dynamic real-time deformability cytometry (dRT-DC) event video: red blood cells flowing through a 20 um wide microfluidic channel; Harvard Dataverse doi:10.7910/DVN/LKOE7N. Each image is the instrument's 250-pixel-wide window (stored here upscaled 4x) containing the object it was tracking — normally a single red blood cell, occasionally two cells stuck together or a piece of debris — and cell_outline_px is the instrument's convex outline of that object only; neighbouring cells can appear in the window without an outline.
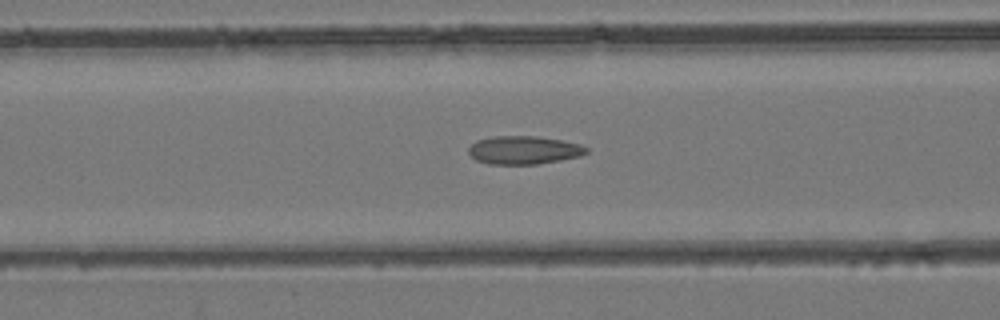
{"species": "common noctule bat (a hibernating species)", "species_latin": "Nyctalus noctula", "temperature_condition": "room temperature", "stored_images_in_passage": 48, "camera_frame_rate_fps": 3000, "um_per_image_px": 0.085, "animal": {"sex": "female", "body_mass_g": 24.6, "forearm_length_mm": 56.2}, "frame": {"image": 1, "passage_image": 20, "time_ms": 6.333, "image_size_px": [1000, 320], "cell_outline_px": [[588, 152], [580, 156], [560, 160], [536, 164], [488, 164], [476, 160], [468, 152], [468, 148], [476, 140], [496, 136], [536, 136], [560, 140], [580, 144], [588, 148]], "centroid_in_image_um": [44.52, 12.76], "position_along_channel_um": 122.1, "area_um2": 19.31}}
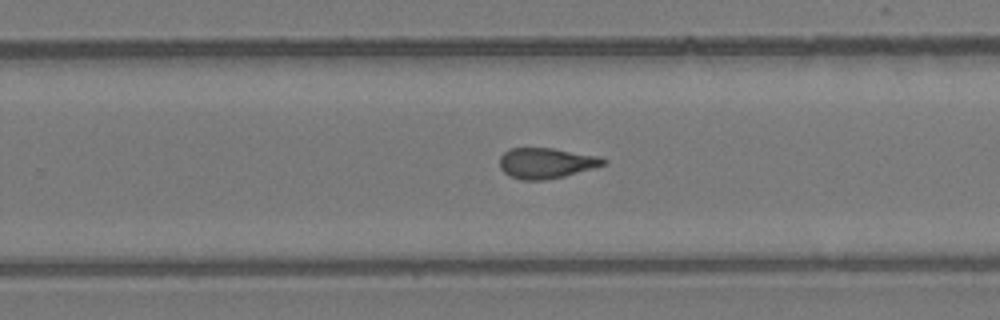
{"frame": {"image": 2, "passage_image": 31, "time_ms": 10.0, "image_size_px": [1000, 320], "cell_outline_px": [[608, 160], [604, 164], [564, 176], [544, 180], [520, 180], [504, 172], [500, 168], [500, 156], [508, 148], [552, 148], [596, 156]], "centroid_in_image_um": [46.36, 13.86], "position_along_channel_um": 283.4, "area_um2": 18.15}}
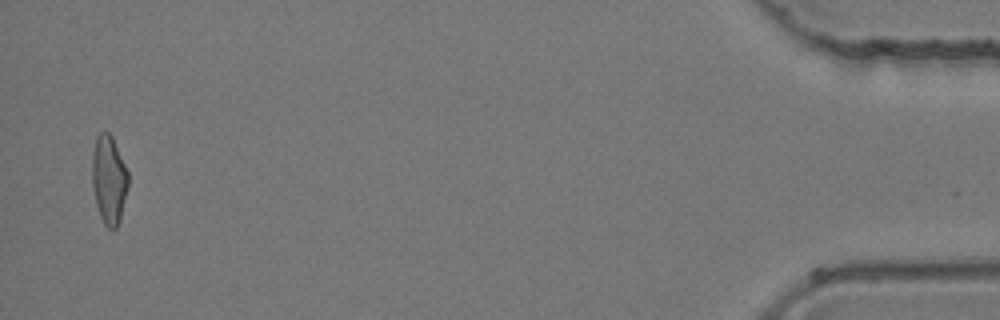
{"frame": {"image": 3, "passage_image": 47, "time_ms": 15.333, "image_size_px": [1000, 320], "cell_outline_px": [[128, 188], [120, 220], [116, 228], [108, 228], [104, 224], [100, 216], [96, 204], [92, 184], [92, 156], [96, 136], [100, 132], [108, 132], [112, 136], [128, 172]], "centroid_in_image_um": [9.25, 15.27], "position_along_channel_um": 425.9, "area_um2": 18.61}}